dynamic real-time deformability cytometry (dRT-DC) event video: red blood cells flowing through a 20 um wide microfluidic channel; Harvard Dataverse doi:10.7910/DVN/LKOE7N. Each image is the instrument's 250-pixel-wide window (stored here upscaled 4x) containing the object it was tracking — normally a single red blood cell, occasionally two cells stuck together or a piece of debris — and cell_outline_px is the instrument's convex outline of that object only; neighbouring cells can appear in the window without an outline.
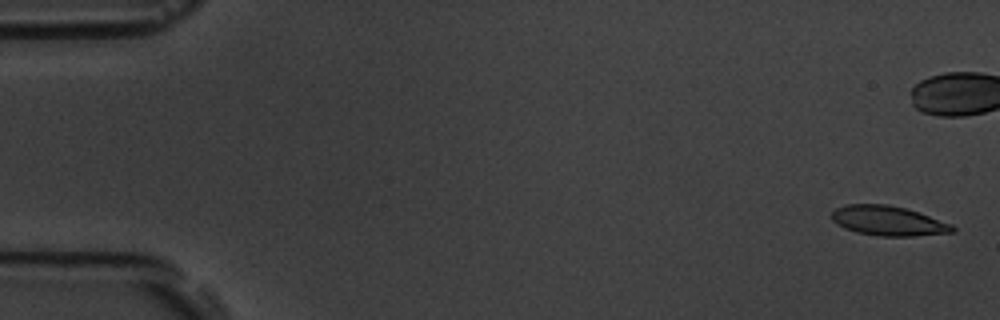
{"species": "common noctule bat (a hibernating species)", "species_latin": "Nyctalus noctula", "temperature_condition": "room temperature", "stored_images_in_passage": 4, "camera_frame_rate_fps": 3000, "um_per_image_px": 0.085, "animal": {"sex": "male", "body_mass_g": 19.5, "forearm_length_mm": 54.6}, "frame": {"image": 1, "passage_image": 1, "time_ms": 0.0, "image_size_px": [1000, 320], "cell_outline_px": [[956, 232], [912, 236], [880, 236], [856, 232], [844, 228], [836, 224], [832, 220], [832, 212], [836, 208], [848, 204], [888, 204], [920, 212], [952, 224], [956, 228]], "centroid_in_image_um": [75.52, 18.77], "position_along_channel_um": 9.5, "area_um2": 21.04}}